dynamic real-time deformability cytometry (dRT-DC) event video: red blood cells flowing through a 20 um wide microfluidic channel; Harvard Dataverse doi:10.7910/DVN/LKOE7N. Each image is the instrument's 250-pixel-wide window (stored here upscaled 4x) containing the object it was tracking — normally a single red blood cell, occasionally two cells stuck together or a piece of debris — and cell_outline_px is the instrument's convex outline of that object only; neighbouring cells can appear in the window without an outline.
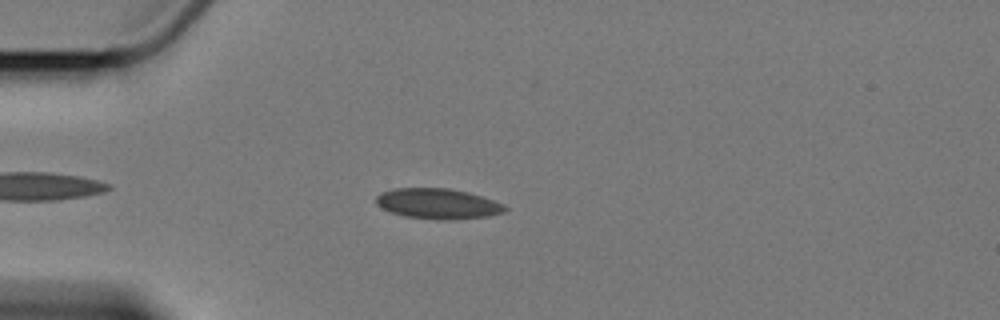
{"species": "Egyptian fruit bat (a non-hibernating species)", "species_latin": "Rousettus aegyptiacus", "temperature_condition": "cold", "stored_images_in_passage": 13, "camera_frame_rate_fps": 3000, "um_per_image_px": 0.085, "animal": {"sex": "female"}, "frame": {"image": 1, "passage_image": 2, "time_ms": 1.0, "image_size_px": [1000, 320], "cell_outline_px": [[508, 208], [504, 212], [488, 216], [452, 220], [444, 220], [404, 216], [392, 212], [376, 204], [376, 196], [380, 192], [392, 188], [448, 188], [468, 192], [504, 204]], "centroid_in_image_um": [37.21, 17.31], "position_along_channel_um": 47.8, "area_um2": 22.77}}
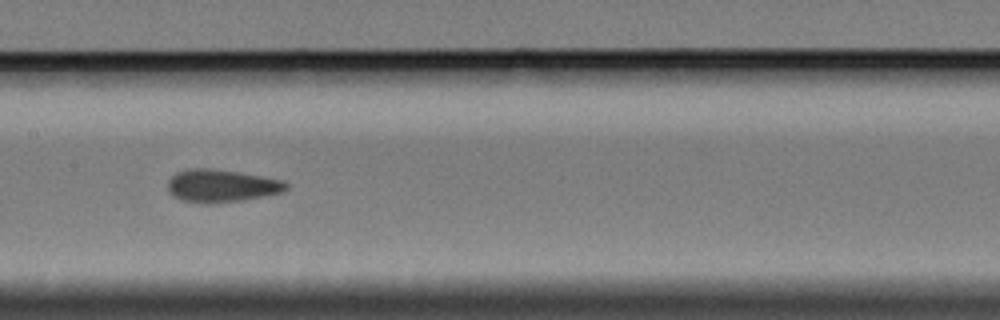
{"frame": {"image": 2, "passage_image": 6, "time_ms": 5.667, "image_size_px": [1000, 320], "cell_outline_px": [[288, 188], [280, 192], [240, 200], [216, 204], [208, 204], [180, 200], [172, 196], [168, 192], [168, 180], [172, 176], [180, 172], [196, 168], [204, 168], [236, 172], [284, 180], [288, 184]], "centroid_in_image_um": [18.79, 15.81], "position_along_channel_um": 188.6, "area_um2": 22.2}}
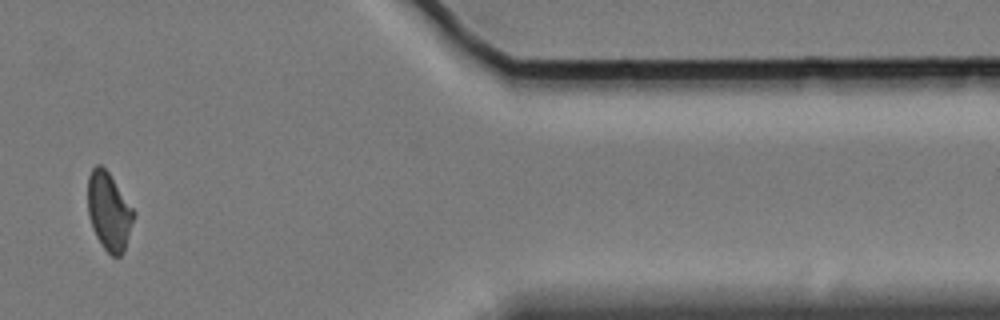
{"frame": {"image": 3, "passage_image": 11, "time_ms": 13.0, "image_size_px": [1000, 320], "cell_outline_px": [[136, 212], [124, 252], [120, 256], [112, 256], [104, 248], [96, 236], [92, 228], [88, 216], [88, 176], [92, 168], [96, 164], [100, 164], [108, 172]], "centroid_in_image_um": [9.26, 17.97], "position_along_channel_um": 402.1, "area_um2": 20.87}, "authors_computed_cell_mechanics": {"area_um2": 21.7906, "velocity_mm_per_s": 3.3854, "shape_relaxation_time_tau1_ms": null, "shape_relaxation_time_tau2_ms": 1.86, "deformation_change_tau1": null, "deformation_change_tau2": 0.0413}}